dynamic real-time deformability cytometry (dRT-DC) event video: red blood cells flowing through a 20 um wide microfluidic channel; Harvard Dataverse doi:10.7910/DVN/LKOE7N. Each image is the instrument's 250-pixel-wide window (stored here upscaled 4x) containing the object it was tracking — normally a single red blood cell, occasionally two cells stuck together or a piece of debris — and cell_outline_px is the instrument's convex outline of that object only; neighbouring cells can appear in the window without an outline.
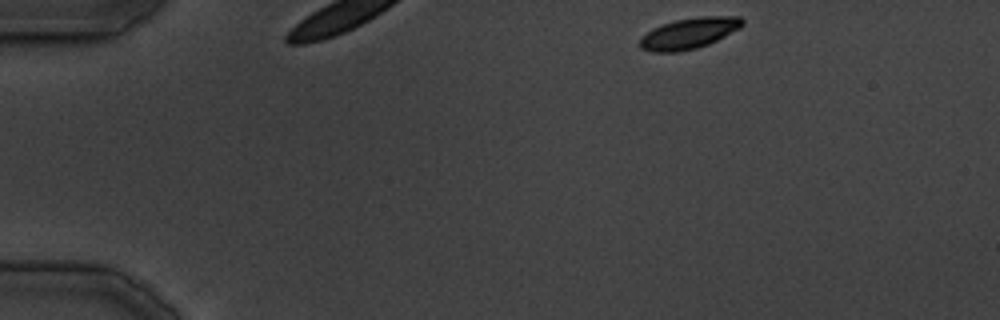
{"species": "common noctule bat (a hibernating species)", "species_latin": "Nyctalus noctula", "temperature_condition": "cold", "stored_images_in_passage": 32, "camera_frame_rate_fps": 3000, "um_per_image_px": 0.085, "animal": {"sex": "male", "body_mass_g": 19.5, "forearm_length_mm": 54.6}, "frame": {"image": 1, "passage_image": 1, "time_ms": 0.0, "image_size_px": [1000, 320], "cell_outline_px": [[744, 24], [740, 28], [708, 44], [696, 48], [680, 52], [652, 52], [640, 48], [640, 36], [652, 28], [676, 20], [696, 16], [740, 16], [744, 20]], "centroid_in_image_um": [58.56, 2.82], "position_along_channel_um": 26.4, "area_um2": 18.55}}
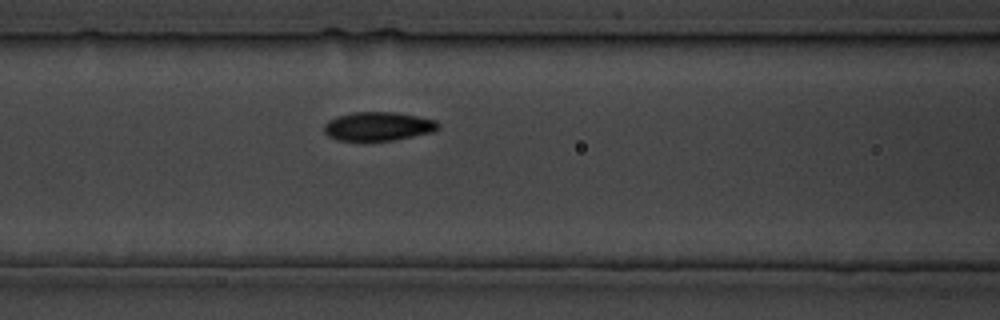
{"frame": {"image": 2, "passage_image": 12, "time_ms": 13.333, "image_size_px": [1000, 320], "cell_outline_px": [[440, 128], [436, 132], [392, 140], [364, 144], [336, 140], [328, 136], [324, 132], [324, 124], [328, 120], [336, 116], [352, 112], [396, 112], [436, 120], [440, 124]], "centroid_in_image_um": [32.11, 10.78], "position_along_channel_um": 134.5, "area_um2": 20.11}}
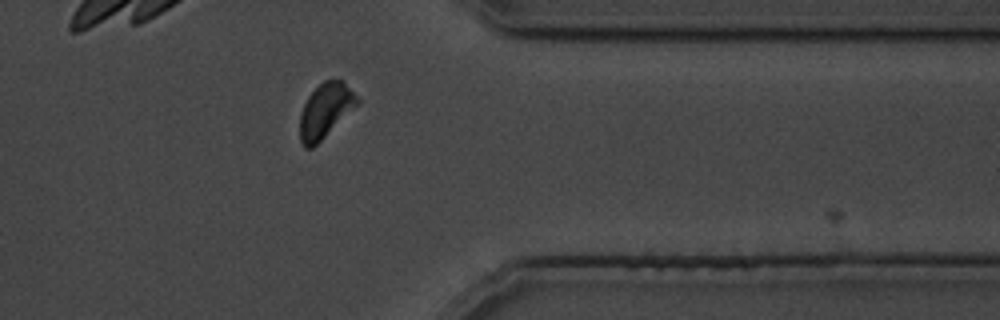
{"frame": {"image": 3, "passage_image": 28, "time_ms": 31.333, "image_size_px": [1000, 320], "cell_outline_px": [[360, 104], [312, 148], [304, 148], [300, 140], [300, 112], [308, 96], [324, 80], [340, 80], [360, 100]], "centroid_in_image_um": [27.65, 9.43], "position_along_channel_um": 383.8, "area_um2": 17.98}}